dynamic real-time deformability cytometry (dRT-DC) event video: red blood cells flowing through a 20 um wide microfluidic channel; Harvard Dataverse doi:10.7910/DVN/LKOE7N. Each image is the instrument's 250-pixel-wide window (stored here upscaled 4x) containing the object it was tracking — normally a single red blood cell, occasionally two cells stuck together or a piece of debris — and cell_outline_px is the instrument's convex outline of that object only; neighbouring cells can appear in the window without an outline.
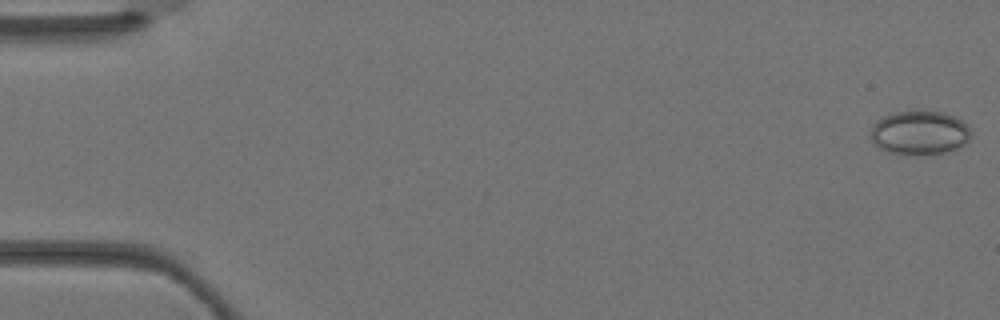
{"species": "Egyptian fruit bat (a non-hibernating species)", "species_latin": "Rousettus aegyptiacus", "temperature_condition": "warm", "stored_images_in_passage": 5, "camera_frame_rate_fps": 3000, "um_per_image_px": 0.085, "animal": {"sex": "female"}, "frame": {"image": 1, "passage_image": 1, "time_ms": 0.0, "image_size_px": [1000, 320], "cell_outline_px": [[972, 136], [964, 144], [948, 152], [908, 156], [888, 152], [880, 148], [872, 140], [872, 124], [876, 120], [892, 112], [912, 108], [916, 108], [944, 112], [968, 124], [972, 128]], "centroid_in_image_um": [78.18, 11.25], "position_along_channel_um": 6.8, "area_um2": 26.65}}
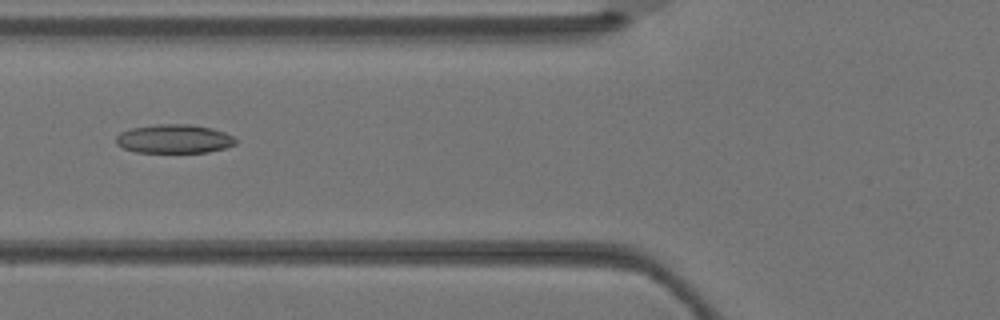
{"frame": {"image": 2, "passage_image": 5, "time_ms": 1.333, "image_size_px": [1000, 320], "cell_outline_px": [[236, 144], [224, 148], [208, 152], [136, 152], [124, 148], [116, 144], [116, 136], [120, 132], [132, 128], [156, 124], [188, 124], [212, 128], [224, 132], [232, 136], [236, 140]], "centroid_in_image_um": [14.79, 11.8], "position_along_channel_um": 111.0, "area_um2": 20.0}}